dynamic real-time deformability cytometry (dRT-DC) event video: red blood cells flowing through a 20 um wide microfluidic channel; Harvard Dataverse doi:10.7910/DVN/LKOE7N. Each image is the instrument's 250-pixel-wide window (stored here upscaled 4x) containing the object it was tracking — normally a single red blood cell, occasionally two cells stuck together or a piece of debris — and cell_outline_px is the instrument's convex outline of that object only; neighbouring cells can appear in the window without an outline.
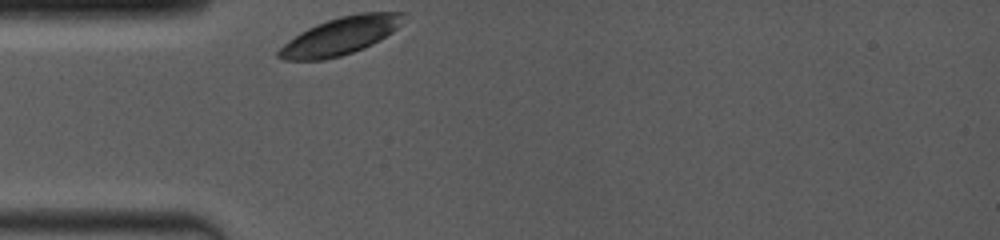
{"species": "common noctule bat (a hibernating species)", "species_latin": "Nyctalus noctula", "temperature_condition": "room temperature", "stored_images_in_passage": 39, "camera_frame_rate_fps": 4000, "um_per_image_px": 0.085, "animal": {"sex": "female", "body_mass_g": 19.0, "forearm_length_mm": 53.3}, "frame": {"image": 1, "passage_image": 1, "time_ms": 0.0, "image_size_px": [1000, 240], "cell_outline_px": [[408, 12], [396, 28], [392, 32], [380, 40], [364, 48], [340, 56], [324, 60], [284, 60], [276, 56], [276, 52], [288, 40], [300, 32], [308, 28], [328, 20], [340, 16], [360, 12]], "centroid_in_image_um": [28.93, 3.06], "position_along_channel_um": 56.1, "area_um2": 27.17}}
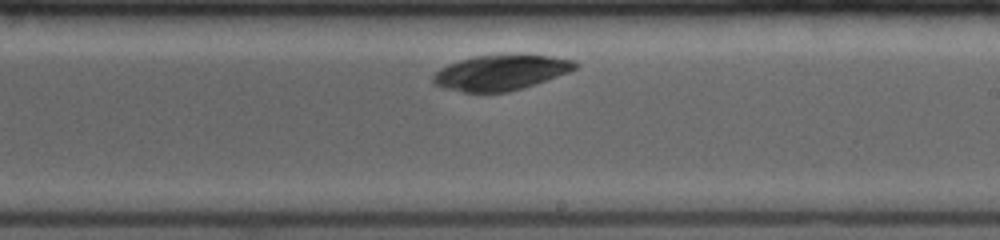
{"frame": {"image": 2, "passage_image": 22, "time_ms": 5.25, "image_size_px": [1000, 240], "cell_outline_px": [[580, 64], [576, 68], [568, 72], [508, 92], [464, 92], [444, 88], [436, 84], [432, 80], [432, 76], [440, 68], [448, 64], [472, 56], [548, 56], [572, 60]], "centroid_in_image_um": [42.5, 6.18], "position_along_channel_um": 246.5, "area_um2": 28.32}}
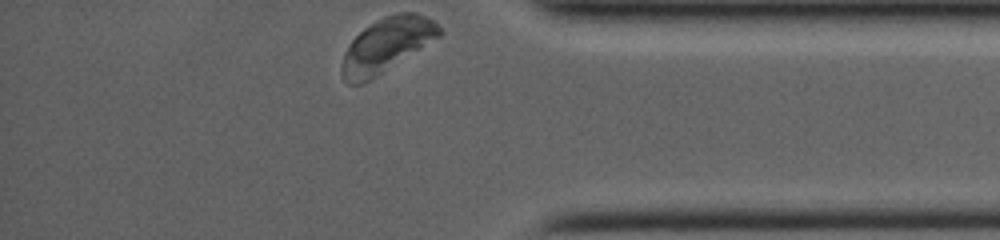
{"frame": {"image": 3, "passage_image": 39, "time_ms": 9.5, "image_size_px": [1000, 240], "cell_outline_px": [[444, 32], [440, 36], [364, 84], [348, 84], [340, 76], [340, 68], [344, 56], [352, 40], [364, 28], [376, 20], [384, 16], [400, 12], [416, 12], [432, 20]], "centroid_in_image_um": [32.84, 3.84], "position_along_channel_um": 402.4, "area_um2": 30.52}}